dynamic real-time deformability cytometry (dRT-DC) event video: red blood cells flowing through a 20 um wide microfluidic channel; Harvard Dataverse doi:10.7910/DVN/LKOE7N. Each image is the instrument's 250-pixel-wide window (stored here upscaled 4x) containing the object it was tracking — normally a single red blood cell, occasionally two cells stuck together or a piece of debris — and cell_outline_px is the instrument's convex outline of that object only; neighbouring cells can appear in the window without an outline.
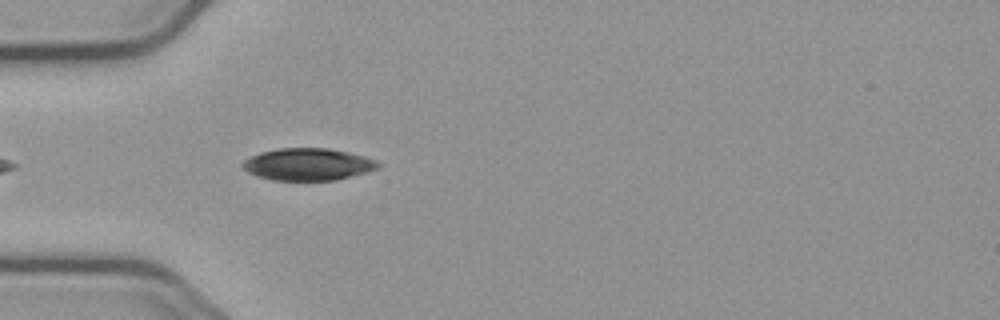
{"species": "common noctule bat (a hibernating species)", "species_latin": "Nyctalus noctula", "temperature_condition": "cold", "stored_images_in_passage": 17, "camera_frame_rate_fps": 3000, "um_per_image_px": 0.085, "animal": {"sex": "male", "body_mass_g": 23.1, "forearm_length_mm": 52.7}, "frame": {"image": 1, "passage_image": 4, "time_ms": 1.0, "image_size_px": [1000, 320], "cell_outline_px": [[380, 168], [368, 172], [336, 180], [272, 180], [256, 176], [248, 172], [240, 164], [244, 160], [260, 152], [280, 148], [328, 148], [348, 152], [364, 156], [376, 160], [380, 164]], "centroid_in_image_um": [26.19, 13.97], "position_along_channel_um": 58.8, "area_um2": 25.43}}
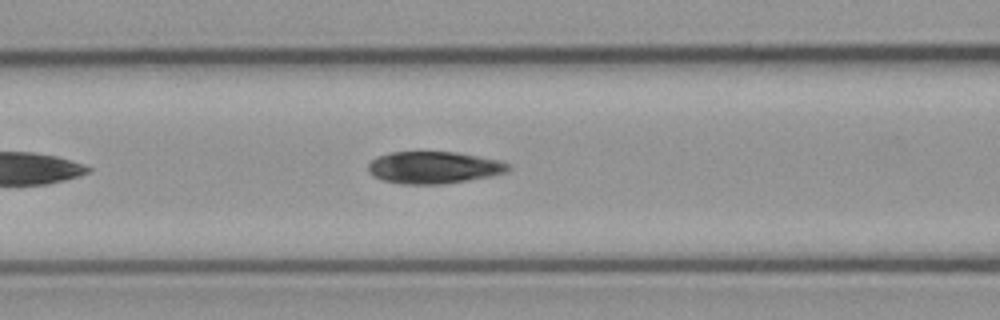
{"frame": {"image": 2, "passage_image": 10, "time_ms": 3.0, "image_size_px": [1000, 320], "cell_outline_px": [[512, 168], [508, 172], [492, 176], [468, 180], [440, 184], [400, 184], [384, 180], [372, 176], [368, 172], [368, 164], [376, 156], [388, 152], [456, 152], [496, 160], [508, 164]], "centroid_in_image_um": [36.84, 14.24], "position_along_channel_um": 129.8, "area_um2": 26.18}}
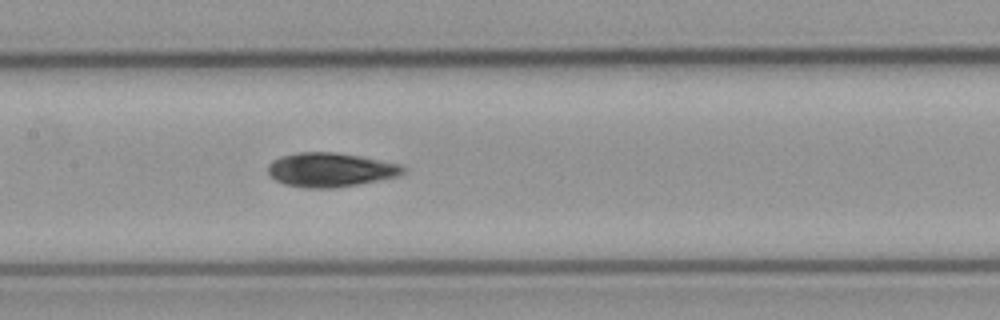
{"frame": {"image": 3, "passage_image": 14, "time_ms": 4.333, "image_size_px": [1000, 320], "cell_outline_px": [[408, 172], [400, 176], [380, 180], [332, 188], [304, 188], [284, 184], [276, 180], [268, 172], [268, 164], [272, 160], [280, 156], [296, 152], [336, 152], [360, 156], [400, 164], [408, 168]], "centroid_in_image_um": [28.12, 14.42], "position_along_channel_um": 179.3, "area_um2": 27.11}}